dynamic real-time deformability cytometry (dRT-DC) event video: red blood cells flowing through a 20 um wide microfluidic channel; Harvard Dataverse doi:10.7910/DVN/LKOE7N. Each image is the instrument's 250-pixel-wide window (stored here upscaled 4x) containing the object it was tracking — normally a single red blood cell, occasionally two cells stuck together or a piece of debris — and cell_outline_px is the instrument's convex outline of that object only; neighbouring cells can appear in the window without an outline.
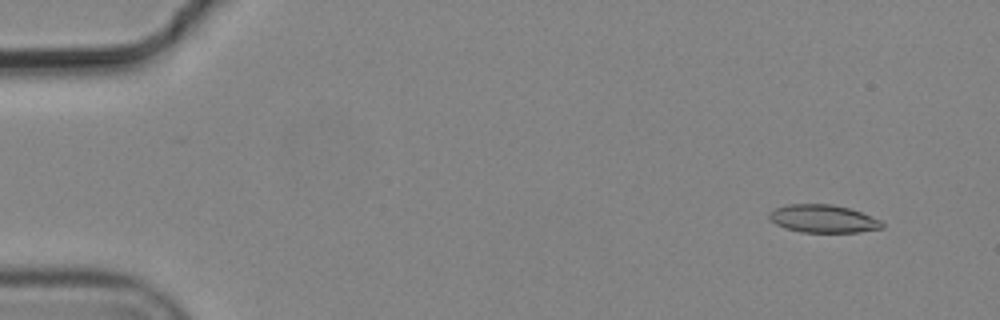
{"species": "common noctule bat (a hibernating species)", "species_latin": "Nyctalus noctula", "temperature_condition": "cold", "stored_images_in_passage": 10, "camera_frame_rate_fps": 3000, "um_per_image_px": 0.085, "animal": {"sex": "male", "body_mass_g": 19.2, "forearm_length_mm": 51.8}, "frame": {"image": 1, "passage_image": 2, "time_ms": 0.333, "image_size_px": [1000, 320], "cell_outline_px": [[884, 228], [860, 232], [800, 232], [784, 228], [768, 220], [768, 212], [776, 208], [788, 204], [832, 204], [848, 208], [860, 212], [880, 220], [884, 224]], "centroid_in_image_um": [69.93, 18.6], "position_along_channel_um": 15.1, "area_um2": 18.44}}
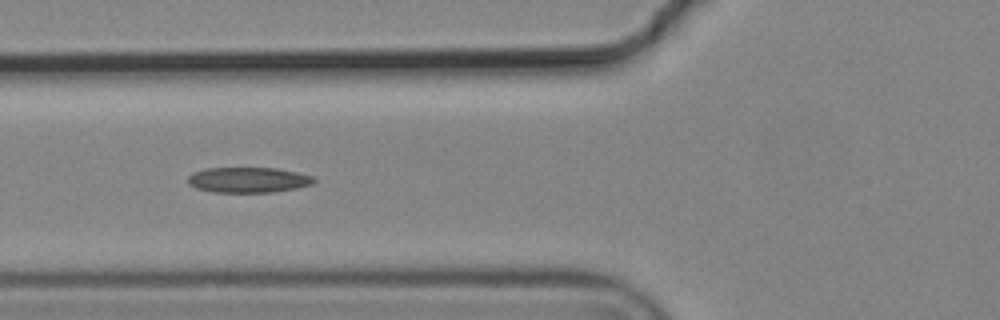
{"frame": {"image": 2, "passage_image": 7, "time_ms": 2.0, "image_size_px": [1000, 320], "cell_outline_px": [[316, 180], [312, 184], [296, 188], [272, 192], [212, 192], [196, 188], [188, 184], [188, 176], [192, 172], [204, 168], [276, 168], [296, 172], [312, 176]], "centroid_in_image_um": [21.06, 15.29], "position_along_channel_um": 104.7, "area_um2": 18.67}}
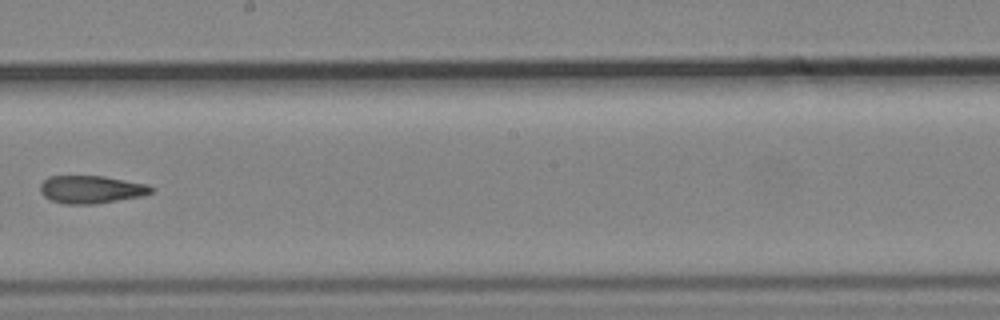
{"frame": {"image": 3, "passage_image": 10, "time_ms": 3.0, "image_size_px": [1000, 320], "cell_outline_px": [[156, 188], [152, 192], [140, 196], [92, 204], [64, 204], [52, 200], [44, 196], [40, 192], [40, 184], [48, 176], [104, 176], [148, 184]], "centroid_in_image_um": [7.75, 16.09], "position_along_channel_um": 240.5, "area_um2": 17.92}}